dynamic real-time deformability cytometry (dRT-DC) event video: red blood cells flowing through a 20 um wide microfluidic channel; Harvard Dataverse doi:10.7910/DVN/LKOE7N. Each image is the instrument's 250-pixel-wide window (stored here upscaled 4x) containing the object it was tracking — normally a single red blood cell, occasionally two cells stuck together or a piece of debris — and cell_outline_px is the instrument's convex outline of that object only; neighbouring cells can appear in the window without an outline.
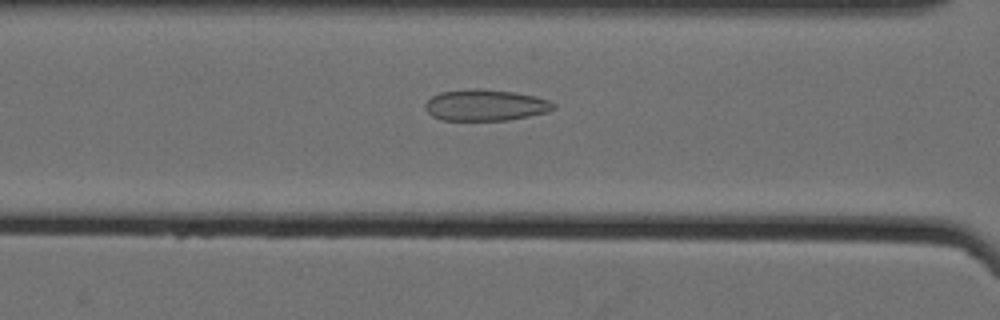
{"species": "Egyptian fruit bat (a non-hibernating species)", "species_latin": "Rousettus aegyptiacus", "temperature_condition": "cold", "stored_images_in_passage": 48, "camera_frame_rate_fps": 3000, "um_per_image_px": 0.085, "animal": {"sex": "female"}, "frame": {"image": 1, "passage_image": 16, "time_ms": 5.0, "image_size_px": [1000, 320], "cell_outline_px": [[556, 108], [548, 112], [508, 120], [440, 120], [432, 116], [424, 108], [424, 104], [432, 96], [440, 92], [468, 88], [480, 88], [512, 92], [536, 96], [548, 100], [556, 104]], "centroid_in_image_um": [41.25, 8.93], "position_along_channel_um": 125.4, "area_um2": 23.58}}
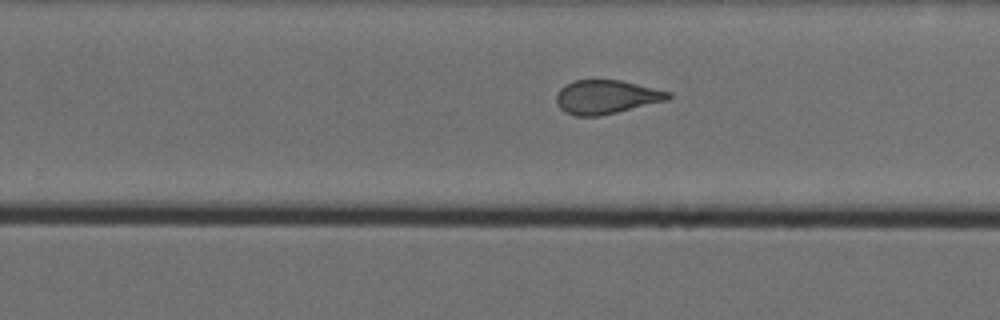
{"frame": {"image": 2, "passage_image": 29, "time_ms": 9.333, "image_size_px": [1000, 320], "cell_outline_px": [[672, 96], [668, 100], [616, 112], [596, 116], [576, 116], [564, 112], [556, 104], [556, 92], [564, 84], [576, 80], [620, 80], [672, 92]], "centroid_in_image_um": [51.51, 8.24], "position_along_channel_um": 278.3, "area_um2": 22.08}}
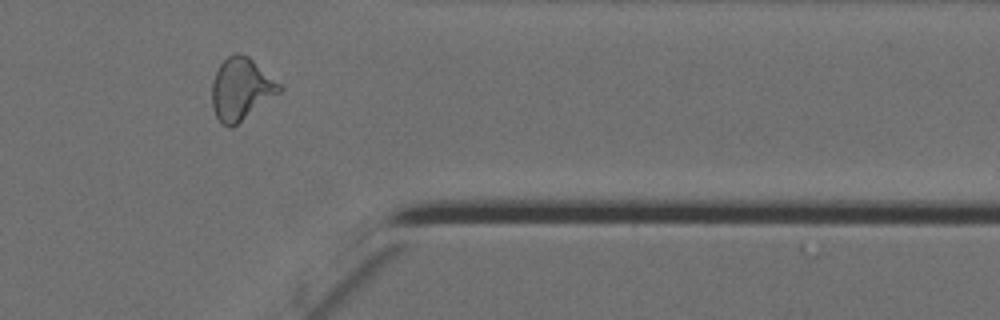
{"frame": {"image": 3, "passage_image": 39, "time_ms": 12.667, "image_size_px": [1000, 320], "cell_outline_px": [[284, 88], [280, 92], [232, 128], [224, 124], [216, 116], [212, 108], [212, 80], [220, 64], [228, 56], [236, 52], [240, 52], [248, 56], [280, 84]], "centroid_in_image_um": [20.48, 7.55], "position_along_channel_um": 390.9, "area_um2": 24.16}, "authors_computed_cell_mechanics": {"area_um2": 23.1778, "velocity_mm_per_s": 3.5397, "shape_relaxation_time_tau1_ms": null, "shape_relaxation_time_tau2_ms": 1.5538, "deformation_change_tau1": null, "deformation_change_tau2": 0.0747}}